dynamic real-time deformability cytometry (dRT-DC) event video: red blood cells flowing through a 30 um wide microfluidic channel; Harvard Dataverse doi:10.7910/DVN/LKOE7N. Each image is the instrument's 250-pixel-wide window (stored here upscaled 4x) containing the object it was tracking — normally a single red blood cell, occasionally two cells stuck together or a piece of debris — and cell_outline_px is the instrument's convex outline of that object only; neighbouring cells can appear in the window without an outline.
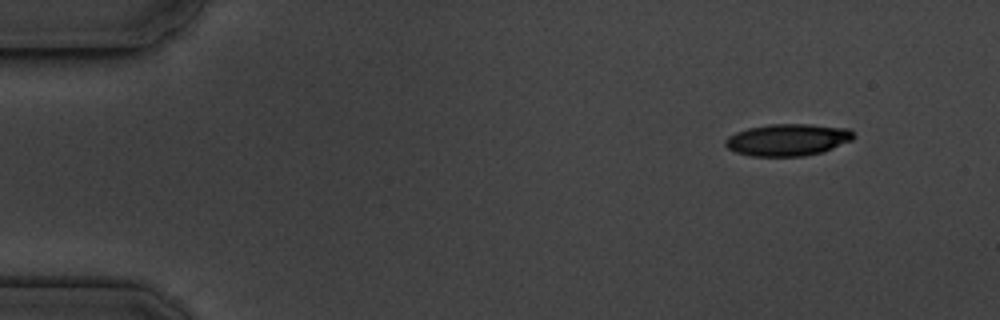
{"species": "common noctule bat (a hibernating species)", "species_latin": "Nyctalus noctula", "temperature_condition": "cold", "stored_images_in_passage": 51, "camera_frame_rate_fps": 3000, "um_per_image_px": 0.085, "animal": {"sex": "male", "body_mass_g": 19.5, "forearm_length_mm": 54.6}, "frame": {"image": 1, "passage_image": 1, "time_ms": 0.0, "image_size_px": [1000, 320], "cell_outline_px": [[852, 136], [848, 140], [828, 148], [816, 152], [788, 156], [764, 156], [740, 152], [732, 148], [728, 144], [728, 140], [732, 136], [756, 128], [832, 128], [852, 132]], "centroid_in_image_um": [66.92, 11.97], "position_along_channel_um": 18.1, "area_um2": 19.65}}
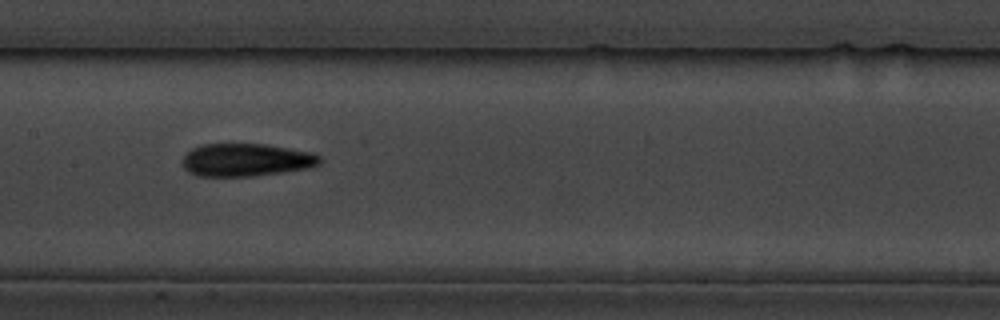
{"frame": {"image": 2, "passage_image": 23, "time_ms": 7.333, "image_size_px": [1000, 320], "cell_outline_px": [[316, 160], [312, 164], [296, 168], [260, 172], [196, 172], [188, 164], [188, 156], [192, 152], [200, 148], [220, 144], [248, 144], [276, 148], [316, 156]], "centroid_in_image_um": [20.92, 13.51], "position_along_channel_um": 186.5, "area_um2": 20.52}}
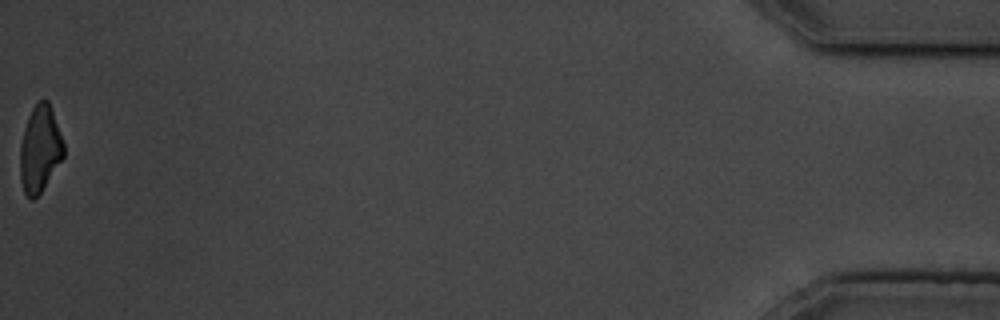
{"frame": {"image": 3, "passage_image": 51, "time_ms": 16.667, "image_size_px": [1000, 320], "cell_outline_px": [[64, 156], [40, 192], [36, 196], [28, 196], [24, 188], [24, 136], [28, 120], [36, 104], [40, 100], [44, 100], [48, 104], [64, 144]], "centroid_in_image_um": [3.49, 12.64], "position_along_channel_um": 431.7, "area_um2": 19.36}, "authors_computed_cell_mechanics": {"area_um2": 20.2878, "velocity_mm_per_s": 3.6476, "shape_relaxation_time_tau1_ms": 6.3389, "shape_relaxation_time_tau2_ms": 2.7607, "deformation_change_tau1": 0.2145, "deformation_change_tau2": 0.1045}}